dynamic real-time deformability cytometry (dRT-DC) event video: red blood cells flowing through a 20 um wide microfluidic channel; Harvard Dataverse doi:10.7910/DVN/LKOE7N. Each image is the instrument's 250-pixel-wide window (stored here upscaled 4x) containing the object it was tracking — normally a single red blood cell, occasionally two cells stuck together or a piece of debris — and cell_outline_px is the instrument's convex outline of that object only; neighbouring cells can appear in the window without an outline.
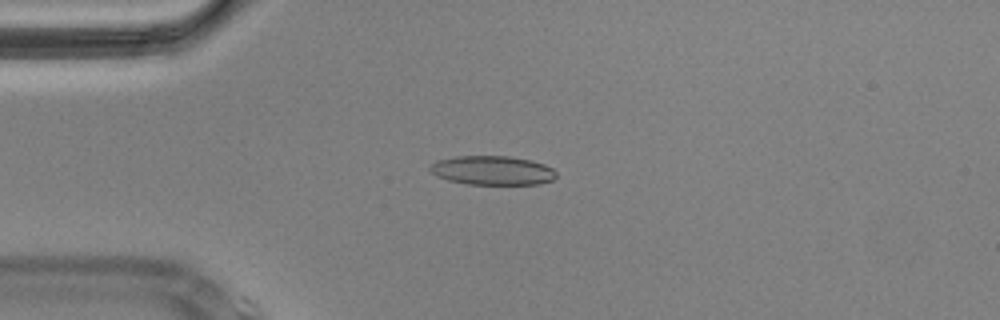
{"species": "Egyptian fruit bat (a non-hibernating species)", "species_latin": "Rousettus aegyptiacus", "temperature_condition": "cold", "stored_images_in_passage": 17, "camera_frame_rate_fps": 3000, "um_per_image_px": 0.085, "animal": {"sex": "male"}, "frame": {"image": 1, "passage_image": 14, "time_ms": 4.333, "image_size_px": [1000, 320], "cell_outline_px": [[556, 176], [552, 180], [540, 184], [468, 184], [448, 180], [436, 176], [428, 168], [436, 160], [456, 156], [508, 156], [532, 160], [544, 164], [552, 168], [556, 172]], "centroid_in_image_um": [41.85, 14.48], "position_along_channel_um": 43.1, "area_um2": 21.44}}